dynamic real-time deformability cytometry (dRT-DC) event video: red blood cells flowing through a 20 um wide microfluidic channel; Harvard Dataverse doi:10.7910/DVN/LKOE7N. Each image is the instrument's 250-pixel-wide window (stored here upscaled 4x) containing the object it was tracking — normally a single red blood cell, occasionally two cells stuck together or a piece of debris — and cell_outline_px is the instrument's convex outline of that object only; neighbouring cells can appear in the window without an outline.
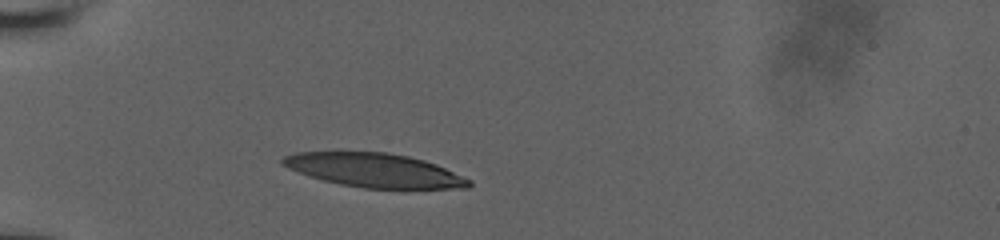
{"species": "human", "species_latin": "Homo sapiens", "temperature_condition": "room temperature", "stored_images_in_passage": 5, "camera_frame_rate_fps": 3000, "um_per_image_px": 0.085, "donor": {"sex": "male"}, "frame": {"image": 1, "passage_image": 1, "time_ms": 0.0, "image_size_px": [1000, 240], "cell_outline_px": [[472, 184], [468, 188], [364, 188], [340, 184], [324, 180], [288, 168], [280, 164], [280, 160], [284, 156], [296, 152], [340, 148], [388, 152], [408, 156], [424, 160], [436, 164], [472, 180]], "centroid_in_image_um": [31.74, 14.41], "position_along_channel_um": 53.3, "area_um2": 37.86}}
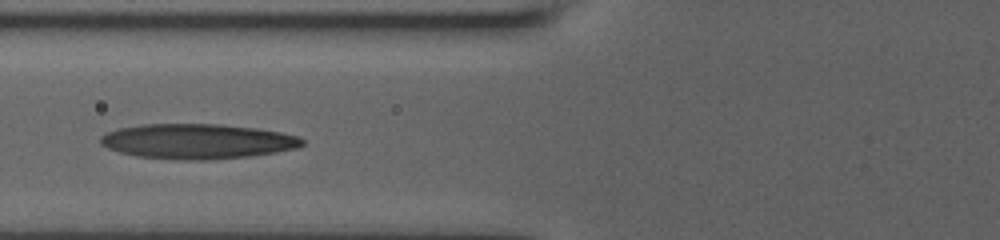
{"frame": {"image": 2, "passage_image": 4, "time_ms": 2.0, "image_size_px": [1000, 240], "cell_outline_px": [[304, 144], [300, 148], [276, 152], [248, 156], [204, 160], [172, 160], [136, 156], [120, 152], [108, 148], [100, 144], [100, 136], [108, 132], [120, 128], [144, 124], [220, 124], [256, 128], [280, 132], [300, 136], [304, 140]], "centroid_in_image_um": [16.8, 12.02], "position_along_channel_um": 109.0, "area_um2": 41.33}}